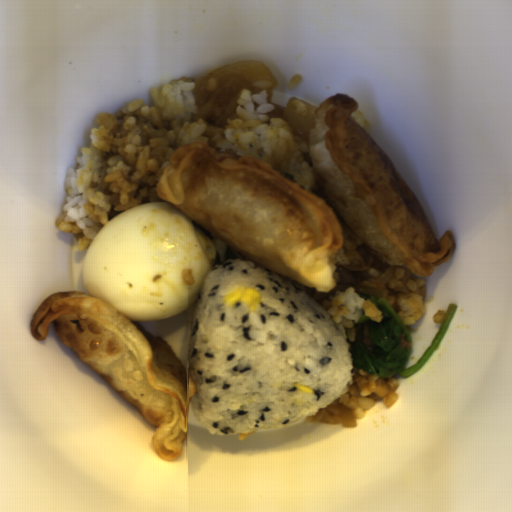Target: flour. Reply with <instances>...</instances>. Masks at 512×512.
<instances>
[{
	"instance_id": "obj_1",
	"label": "flour",
	"mask_w": 512,
	"mask_h": 512,
	"mask_svg": "<svg viewBox=\"0 0 512 512\" xmlns=\"http://www.w3.org/2000/svg\"><path fill=\"white\" fill-rule=\"evenodd\" d=\"M155 190L246 259L319 293L336 287L345 242L336 212L265 160L187 143L174 150Z\"/></svg>"
},
{
	"instance_id": "obj_2",
	"label": "flour",
	"mask_w": 512,
	"mask_h": 512,
	"mask_svg": "<svg viewBox=\"0 0 512 512\" xmlns=\"http://www.w3.org/2000/svg\"><path fill=\"white\" fill-rule=\"evenodd\" d=\"M338 92L314 111L309 155L321 188L346 224L381 262L430 276L456 250L452 231L438 240L412 187Z\"/></svg>"
},
{
	"instance_id": "obj_3",
	"label": "flour",
	"mask_w": 512,
	"mask_h": 512,
	"mask_svg": "<svg viewBox=\"0 0 512 512\" xmlns=\"http://www.w3.org/2000/svg\"><path fill=\"white\" fill-rule=\"evenodd\" d=\"M50 325L59 343L155 427L151 447L157 457L177 461L197 386L169 344L84 291L67 290L45 299L29 329L44 341Z\"/></svg>"
}]
</instances>
